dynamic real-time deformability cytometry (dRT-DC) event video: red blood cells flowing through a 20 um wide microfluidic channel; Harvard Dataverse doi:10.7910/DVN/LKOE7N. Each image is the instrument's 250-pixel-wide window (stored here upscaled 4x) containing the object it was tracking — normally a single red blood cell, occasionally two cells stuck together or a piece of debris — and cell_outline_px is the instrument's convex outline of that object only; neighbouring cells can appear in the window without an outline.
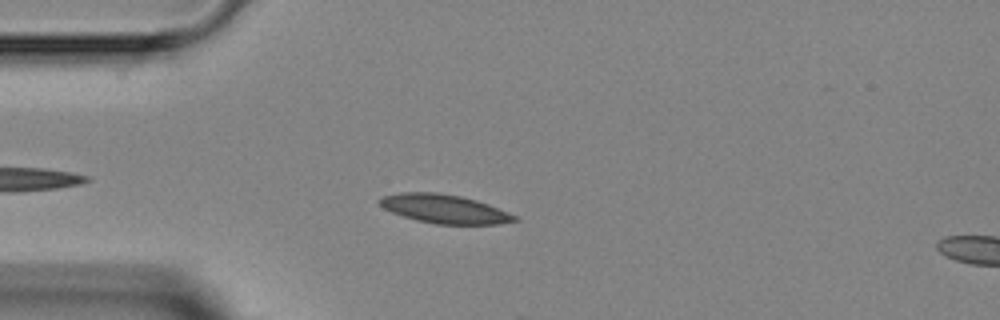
{"species": "Egyptian fruit bat (a non-hibernating species)", "species_latin": "Rousettus aegyptiacus", "temperature_condition": "room temperature", "stored_images_in_passage": 2, "camera_frame_rate_fps": 3000, "um_per_image_px": 0.085, "animal": {"sex": "female"}, "frame": {"image": 1, "passage_image": 2, "time_ms": 1.0, "image_size_px": [1000, 320], "cell_outline_px": [[520, 220], [496, 224], [436, 224], [416, 220], [392, 212], [384, 208], [376, 200], [384, 196], [400, 192], [440, 192], [460, 196], [476, 200], [488, 204], [516, 216]], "centroid_in_image_um": [37.75, 17.75], "position_along_channel_um": 47.2, "area_um2": 22.48}}